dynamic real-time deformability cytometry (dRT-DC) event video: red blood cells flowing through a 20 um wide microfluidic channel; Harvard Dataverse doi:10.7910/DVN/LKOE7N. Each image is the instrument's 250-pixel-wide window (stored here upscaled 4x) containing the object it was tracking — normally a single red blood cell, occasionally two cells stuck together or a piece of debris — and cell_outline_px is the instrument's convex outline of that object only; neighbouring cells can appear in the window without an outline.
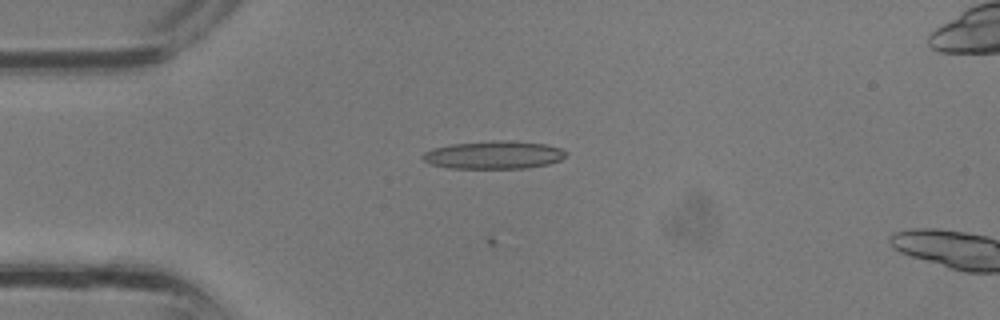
{"species": "common noctule bat (a hibernating species)", "species_latin": "Nyctalus noctula", "temperature_condition": "room temperature", "stored_images_in_passage": 4, "camera_frame_rate_fps": 3000, "um_per_image_px": 0.085, "animal": {"sex": "male", "body_mass_g": 13.3}, "frame": {"image": 1, "passage_image": 2, "time_ms": 0.333, "image_size_px": [1000, 320], "cell_outline_px": [[568, 152], [560, 160], [548, 164], [528, 168], [448, 168], [432, 164], [424, 160], [420, 156], [424, 152], [432, 148], [452, 144], [500, 140], [504, 140], [544, 144], [560, 148]], "centroid_in_image_um": [41.96, 13.17], "position_along_channel_um": 43.0, "area_um2": 23.18}}